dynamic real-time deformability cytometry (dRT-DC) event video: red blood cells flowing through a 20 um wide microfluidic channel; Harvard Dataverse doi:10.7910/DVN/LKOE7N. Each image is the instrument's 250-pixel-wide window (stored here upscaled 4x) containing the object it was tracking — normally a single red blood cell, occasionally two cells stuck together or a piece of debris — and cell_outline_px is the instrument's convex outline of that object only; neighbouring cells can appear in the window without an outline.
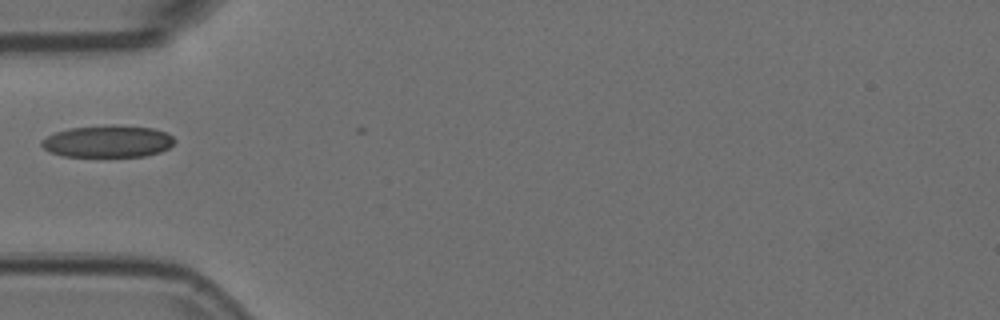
{"species": "Egyptian fruit bat (a non-hibernating species)", "species_latin": "Rousettus aegyptiacus", "temperature_condition": "room temperature", "stored_images_in_passage": 3, "camera_frame_rate_fps": 3000, "um_per_image_px": 0.085, "animal": {"sex": "female"}, "frame": {"image": 1, "passage_image": 2, "time_ms": 0.333, "image_size_px": [1000, 320], "cell_outline_px": [[176, 140], [168, 148], [160, 152], [144, 156], [64, 156], [52, 152], [44, 148], [40, 144], [40, 140], [56, 132], [68, 128], [152, 128], [168, 132]], "centroid_in_image_um": [9.17, 12.06], "position_along_channel_um": 75.8, "area_um2": 23.64}}